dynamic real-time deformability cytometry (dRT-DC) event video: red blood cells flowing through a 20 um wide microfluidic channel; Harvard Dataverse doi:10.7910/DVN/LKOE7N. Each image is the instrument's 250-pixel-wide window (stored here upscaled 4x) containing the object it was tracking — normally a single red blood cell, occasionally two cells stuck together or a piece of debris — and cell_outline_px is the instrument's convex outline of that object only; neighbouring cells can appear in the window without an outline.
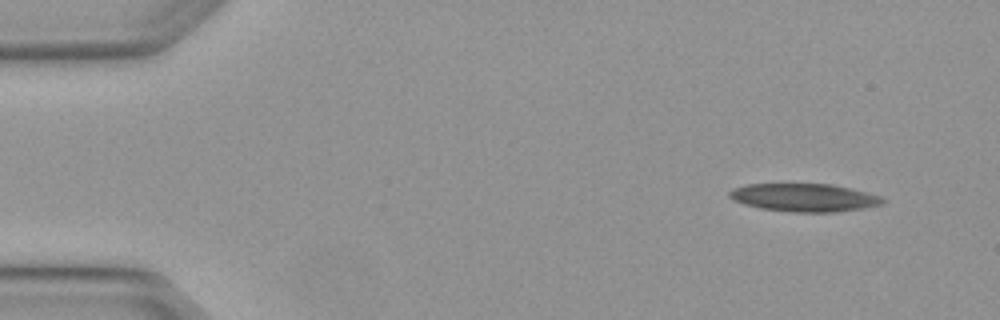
{"species": "Egyptian fruit bat (a non-hibernating species)", "species_latin": "Rousettus aegyptiacus", "temperature_condition": "warm", "stored_images_in_passage": 6, "camera_frame_rate_fps": 3000, "um_per_image_px": 0.085, "animal": {"sex": "female"}, "frame": {"image": 1, "passage_image": 1, "time_ms": 0.0, "image_size_px": [1000, 320], "cell_outline_px": [[888, 200], [884, 204], [864, 208], [832, 212], [792, 212], [760, 208], [744, 204], [732, 200], [728, 196], [728, 192], [732, 188], [744, 184], [832, 184], [852, 188], [868, 192], [880, 196]], "centroid_in_image_um": [68.37, 16.79], "position_along_channel_um": 16.6, "area_um2": 25.32}}